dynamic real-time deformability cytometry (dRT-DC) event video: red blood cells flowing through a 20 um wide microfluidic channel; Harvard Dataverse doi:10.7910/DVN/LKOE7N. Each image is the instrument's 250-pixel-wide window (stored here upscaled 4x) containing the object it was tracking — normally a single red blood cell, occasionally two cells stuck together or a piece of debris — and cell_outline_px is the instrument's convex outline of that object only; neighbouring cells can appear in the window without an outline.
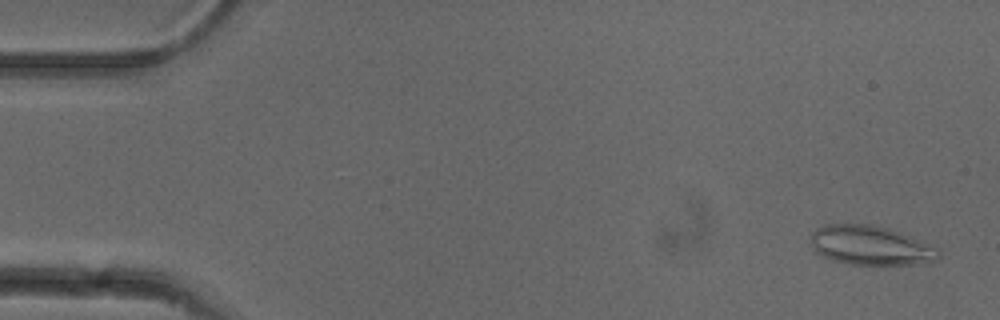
{"species": "common noctule bat (a hibernating species)", "species_latin": "Nyctalus noctula", "temperature_condition": "cold", "stored_images_in_passage": 52, "camera_frame_rate_fps": 3000, "um_per_image_px": 0.085, "animal": {"sex": "female"}, "frame": {"image": 1, "passage_image": 2, "time_ms": 0.333, "image_size_px": [1000, 320], "cell_outline_px": [[940, 256], [936, 260], [924, 264], [852, 264], [832, 260], [820, 256], [816, 252], [812, 244], [812, 232], [816, 228], [824, 224], [872, 224], [888, 228], [900, 232], [940, 248]], "centroid_in_image_um": [74.03, 20.86], "position_along_channel_um": 11.0, "area_um2": 29.42}}
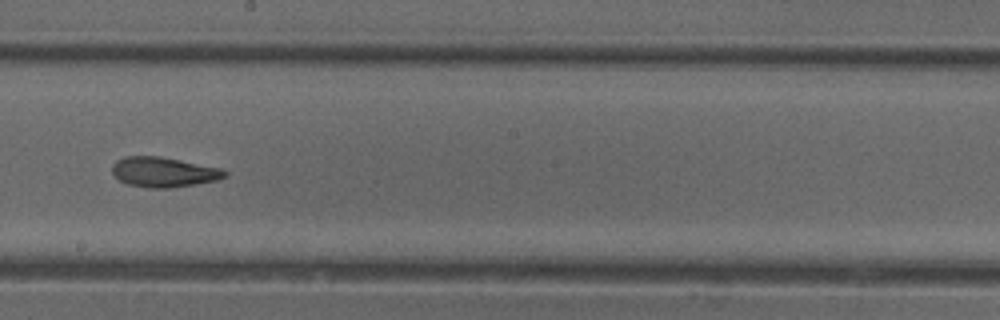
{"frame": {"image": 2, "passage_image": 29, "time_ms": 9.333, "image_size_px": [1000, 320], "cell_outline_px": [[228, 176], [216, 180], [168, 188], [148, 188], [128, 184], [120, 180], [112, 172], [112, 164], [116, 160], [124, 156], [160, 156], [220, 168], [228, 172]], "centroid_in_image_um": [13.89, 14.62], "position_along_channel_um": 234.3, "area_um2": 19.54}}
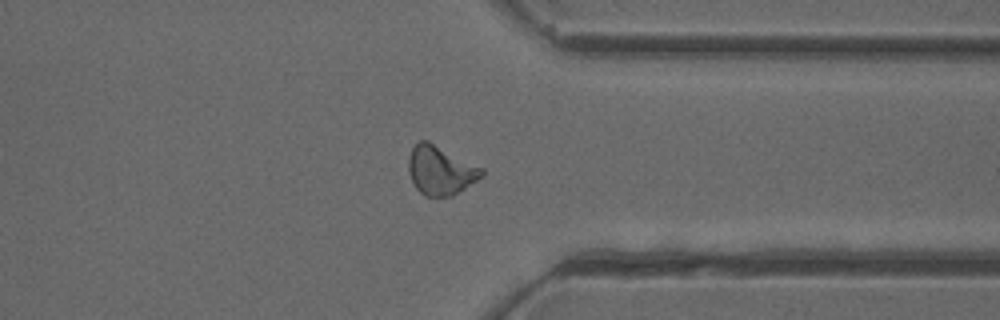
{"frame": {"image": 3, "passage_image": 40, "time_ms": 13.0, "image_size_px": [1000, 320], "cell_outline_px": [[484, 176], [452, 196], [424, 196], [416, 188], [408, 172], [408, 156], [412, 148], [420, 140], [428, 140], [484, 168]], "centroid_in_image_um": [37.45, 14.47], "position_along_channel_um": 374.0, "area_um2": 21.04}, "authors_computed_cell_mechanics": {"area_um2": 20.4612, "velocity_mm_per_s": 3.9086, "shape_relaxation_time_tau1_ms": null, "shape_relaxation_time_tau2_ms": 2.676, "deformation_change_tau1": null, "deformation_change_tau2": 0.1029}}